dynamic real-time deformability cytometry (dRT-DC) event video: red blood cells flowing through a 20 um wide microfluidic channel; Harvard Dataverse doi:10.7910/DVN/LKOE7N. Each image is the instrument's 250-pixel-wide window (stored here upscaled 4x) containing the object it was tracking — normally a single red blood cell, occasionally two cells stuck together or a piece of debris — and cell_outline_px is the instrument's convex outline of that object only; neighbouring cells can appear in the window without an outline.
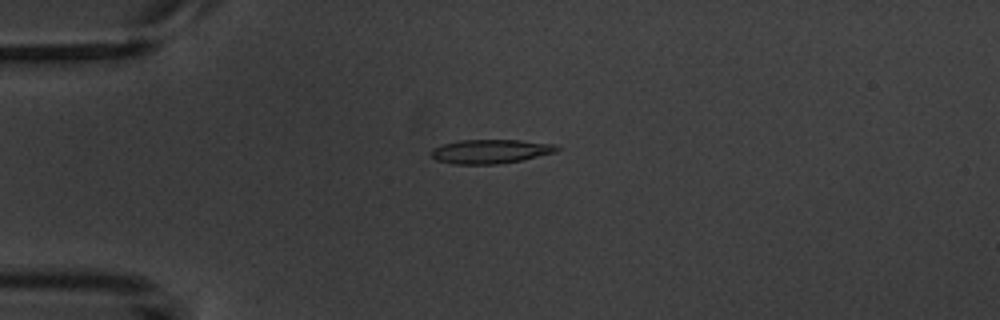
{"species": "common noctule bat (a hibernating species)", "species_latin": "Nyctalus noctula", "temperature_condition": "warm", "stored_images_in_passage": 7, "camera_frame_rate_fps": 3000, "um_per_image_px": 0.085, "animal": {"sex": "male", "body_mass_g": 20.1, "forearm_length_mm": 53.5}, "frame": {"image": 1, "passage_image": 4, "time_ms": 3.333, "image_size_px": [1000, 320], "cell_outline_px": [[560, 148], [556, 152], [520, 160], [496, 164], [452, 164], [436, 160], [428, 152], [432, 148], [444, 144], [460, 140], [520, 140], [556, 144]], "centroid_in_image_um": [41.66, 12.86], "position_along_channel_um": 43.3, "area_um2": 17.63}}
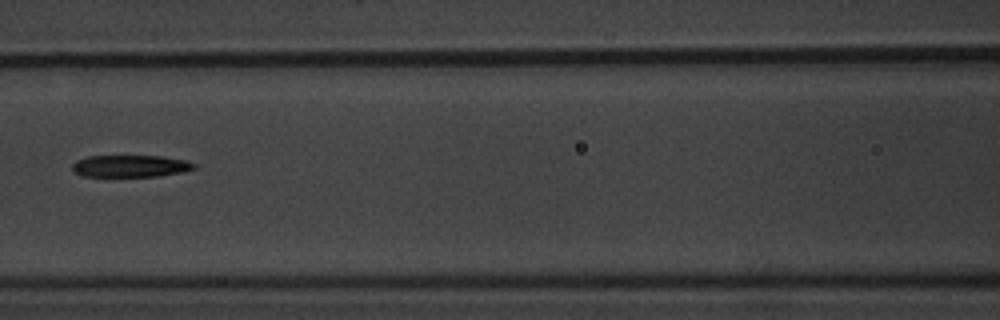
{"frame": {"image": 2, "passage_image": 7, "time_ms": 7.0, "image_size_px": [1000, 320], "cell_outline_px": [[196, 168], [184, 172], [160, 176], [84, 176], [76, 172], [72, 168], [72, 164], [76, 160], [88, 156], [164, 156], [184, 160], [196, 164]], "centroid_in_image_um": [11.12, 14.11], "position_along_channel_um": 155.5, "area_um2": 15.61}}